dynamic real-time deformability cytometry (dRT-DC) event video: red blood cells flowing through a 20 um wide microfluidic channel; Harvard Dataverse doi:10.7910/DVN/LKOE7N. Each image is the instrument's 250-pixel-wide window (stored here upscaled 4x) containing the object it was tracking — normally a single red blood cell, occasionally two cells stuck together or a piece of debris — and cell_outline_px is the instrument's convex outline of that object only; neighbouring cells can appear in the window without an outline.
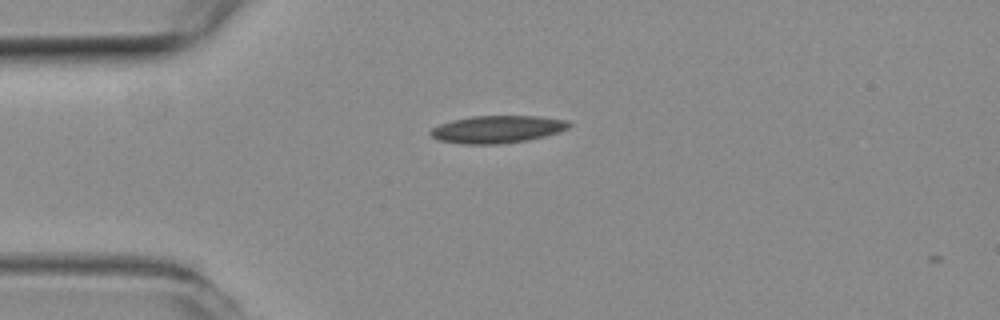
{"species": "common noctule bat (a hibernating species)", "species_latin": "Nyctalus noctula", "temperature_condition": "room temperature", "stored_images_in_passage": 4, "camera_frame_rate_fps": 3000, "um_per_image_px": 0.085, "animal": {"sex": "female", "body_mass_g": 19.3, "forearm_length_mm": 54.1}, "frame": {"image": 1, "passage_image": 2, "time_ms": 0.333, "image_size_px": [1000, 320], "cell_outline_px": [[572, 124], [568, 128], [560, 132], [528, 140], [500, 144], [460, 144], [436, 140], [428, 132], [432, 128], [440, 124], [452, 120], [472, 116], [536, 116], [572, 120]], "centroid_in_image_um": [42.29, 10.99], "position_along_channel_um": 42.7, "area_um2": 22.43}}